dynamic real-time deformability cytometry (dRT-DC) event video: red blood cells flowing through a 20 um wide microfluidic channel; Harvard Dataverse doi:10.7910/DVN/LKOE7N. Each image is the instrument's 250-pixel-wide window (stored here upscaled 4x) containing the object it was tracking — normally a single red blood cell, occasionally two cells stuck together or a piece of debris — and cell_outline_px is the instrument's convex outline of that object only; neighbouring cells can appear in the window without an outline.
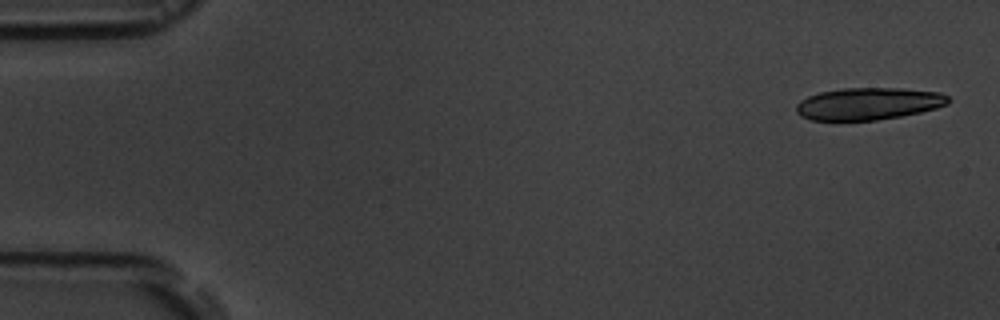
{"species": "common noctule bat (a hibernating species)", "species_latin": "Nyctalus noctula", "temperature_condition": "room temperature", "stored_images_in_passage": 8, "camera_frame_rate_fps": 3000, "um_per_image_px": 0.085, "animal": {"sex": "male", "body_mass_g": 19.5, "forearm_length_mm": 54.6}, "frame": {"image": 1, "passage_image": 1, "time_ms": 0.0, "image_size_px": [1000, 320], "cell_outline_px": [[952, 100], [948, 104], [936, 108], [920, 112], [900, 116], [876, 120], [812, 120], [800, 116], [796, 112], [796, 104], [800, 100], [808, 96], [820, 92], [844, 88], [900, 88], [940, 92], [948, 96]], "centroid_in_image_um": [73.82, 8.81], "position_along_channel_um": 11.2, "area_um2": 28.55}}
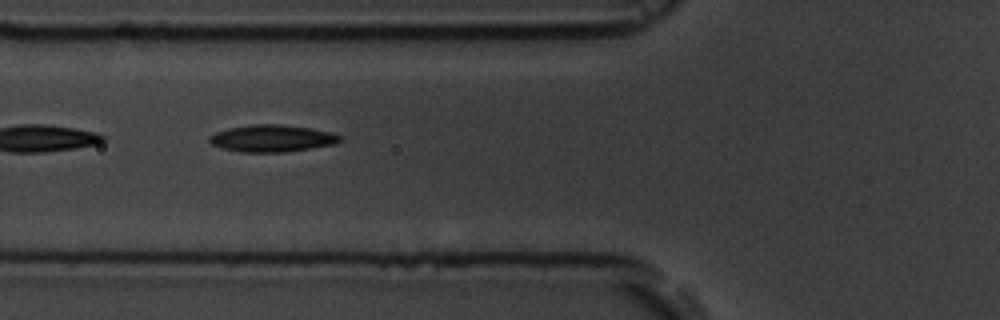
{"frame": {"image": 2, "passage_image": 6, "time_ms": 6.333, "image_size_px": [1000, 320], "cell_outline_px": [[340, 140], [332, 144], [284, 152], [240, 152], [224, 148], [212, 144], [208, 140], [208, 136], [216, 132], [228, 128], [252, 124], [280, 124], [312, 128], [332, 132], [340, 136]], "centroid_in_image_um": [23.08, 11.75], "position_along_channel_um": 102.7, "area_um2": 20.35}}
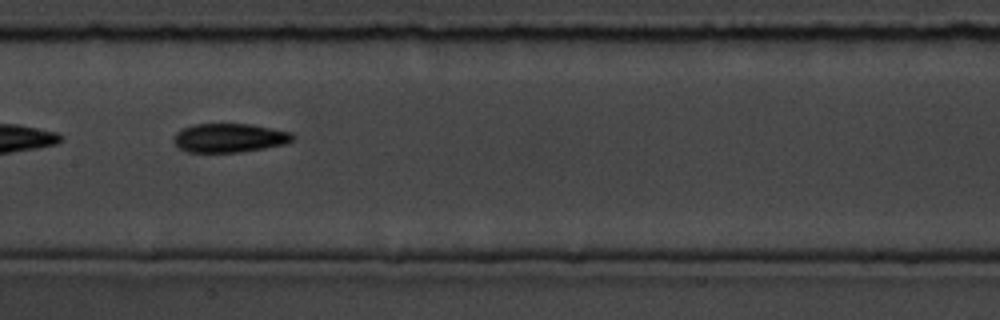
{"frame": {"image": 3, "passage_image": 8, "time_ms": 8.667, "image_size_px": [1000, 320], "cell_outline_px": [[296, 136], [292, 140], [284, 144], [264, 148], [240, 152], [188, 152], [180, 148], [172, 140], [172, 136], [180, 128], [192, 124], [248, 124], [292, 132]], "centroid_in_image_um": [19.46, 11.71], "position_along_channel_um": 187.9, "area_um2": 20.11}}